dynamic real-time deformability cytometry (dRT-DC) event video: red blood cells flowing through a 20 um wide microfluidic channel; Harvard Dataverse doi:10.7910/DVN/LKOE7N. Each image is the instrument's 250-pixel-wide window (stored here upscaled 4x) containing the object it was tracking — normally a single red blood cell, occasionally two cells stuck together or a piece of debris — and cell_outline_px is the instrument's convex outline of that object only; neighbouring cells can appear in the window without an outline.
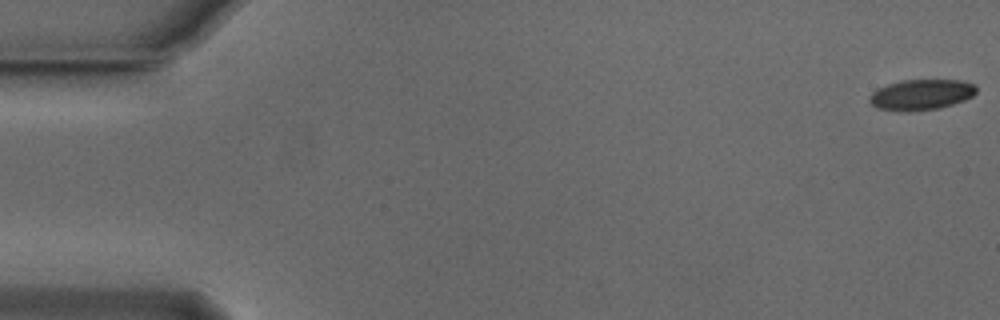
{"species": "Egyptian fruit bat (a non-hibernating species)", "species_latin": "Rousettus aegyptiacus", "temperature_condition": "cold", "stored_images_in_passage": 52, "camera_frame_rate_fps": 3000, "um_per_image_px": 0.085, "animal": {"sex": "male"}, "frame": {"image": 1, "passage_image": 1, "time_ms": 0.0, "image_size_px": [1000, 320], "cell_outline_px": [[976, 92], [972, 96], [964, 100], [940, 108], [912, 112], [896, 112], [876, 108], [868, 100], [872, 92], [876, 88], [888, 84], [904, 80], [960, 80], [972, 84], [976, 88]], "centroid_in_image_um": [78.24, 8.07], "position_along_channel_um": 6.8, "area_um2": 19.25}}
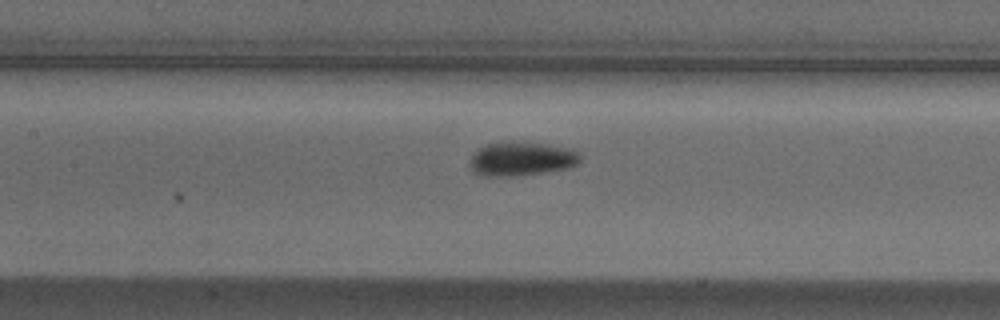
{"frame": {"image": 2, "passage_image": 25, "time_ms": 8.0, "image_size_px": [1000, 320], "cell_outline_px": [[580, 160], [576, 164], [568, 168], [544, 172], [516, 176], [488, 176], [476, 172], [472, 168], [468, 160], [472, 152], [484, 144], [504, 140], [544, 144], [572, 148], [580, 152]], "centroid_in_image_um": [44.3, 13.47], "position_along_channel_um": 163.1, "area_um2": 22.2}}
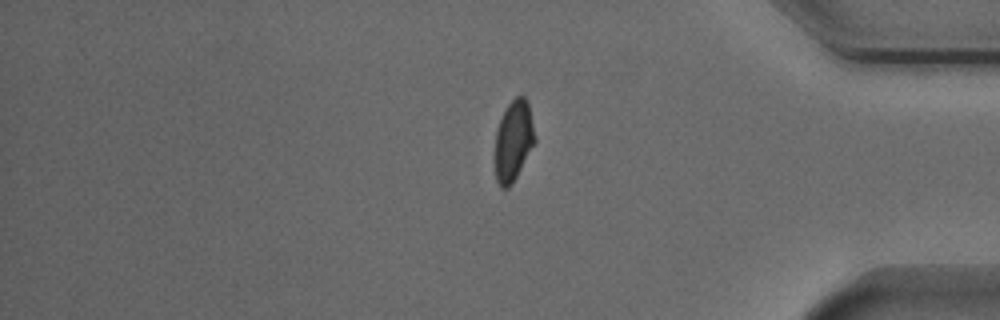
{"frame": {"image": 3, "passage_image": 45, "time_ms": 14.667, "image_size_px": [1000, 320], "cell_outline_px": [[536, 140], [512, 184], [508, 188], [500, 188], [496, 180], [496, 132], [504, 108], [516, 96], [524, 96], [528, 100]], "centroid_in_image_um": [43.65, 11.94], "position_along_channel_um": 391.6, "area_um2": 18.55}, "authors_computed_cell_mechanics": {"area_um2": 20.1144, "velocity_mm_per_s": 3.8159, "shape_relaxation_time_tau1_ms": 3.266, "shape_relaxation_time_tau2_ms": 1.3041, "deformation_change_tau1": 0.1075, "deformation_change_tau2": 0.0557}}